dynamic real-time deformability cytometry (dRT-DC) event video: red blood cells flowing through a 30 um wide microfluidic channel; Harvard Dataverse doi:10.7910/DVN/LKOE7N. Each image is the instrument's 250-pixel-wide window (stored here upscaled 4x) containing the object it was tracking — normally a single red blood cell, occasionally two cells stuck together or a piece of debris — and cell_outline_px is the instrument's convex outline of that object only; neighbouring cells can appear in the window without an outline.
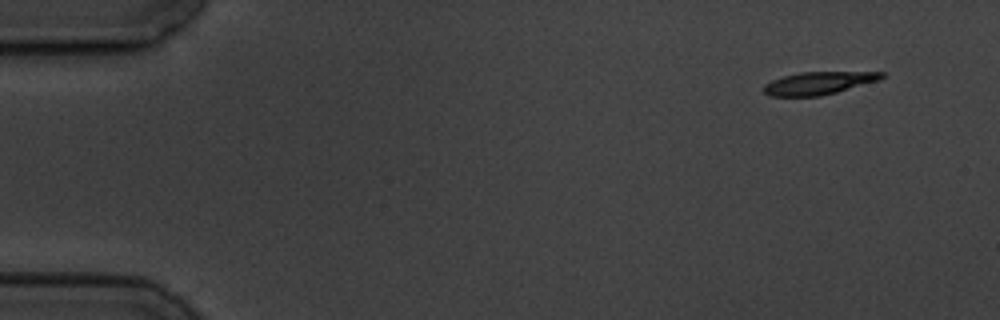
{"species": "common noctule bat (a hibernating species)", "species_latin": "Nyctalus noctula", "temperature_condition": "cold", "stored_images_in_passage": 6, "camera_frame_rate_fps": 3000, "um_per_image_px": 0.085, "animal": {"sex": "male", "body_mass_g": 19.5, "forearm_length_mm": 54.6}, "frame": {"image": 1, "passage_image": 1, "time_ms": 0.0, "image_size_px": [1000, 320], "cell_outline_px": [[884, 76], [880, 80], [836, 92], [820, 96], [768, 96], [764, 92], [764, 84], [772, 80], [784, 76], [800, 72], [884, 72]], "centroid_in_image_um": [69.57, 7.06], "position_along_channel_um": 15.4, "area_um2": 15.49}}
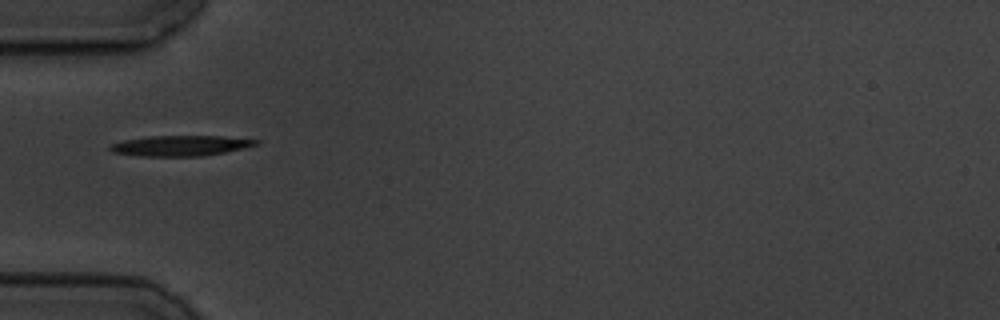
{"frame": {"image": 2, "passage_image": 5, "time_ms": 4.667, "image_size_px": [1000, 320], "cell_outline_px": [[260, 144], [244, 148], [204, 156], [140, 156], [112, 152], [108, 148], [108, 144], [124, 140], [148, 136], [224, 136], [260, 140]], "centroid_in_image_um": [15.34, 12.38], "position_along_channel_um": 69.7, "area_um2": 17.51}}
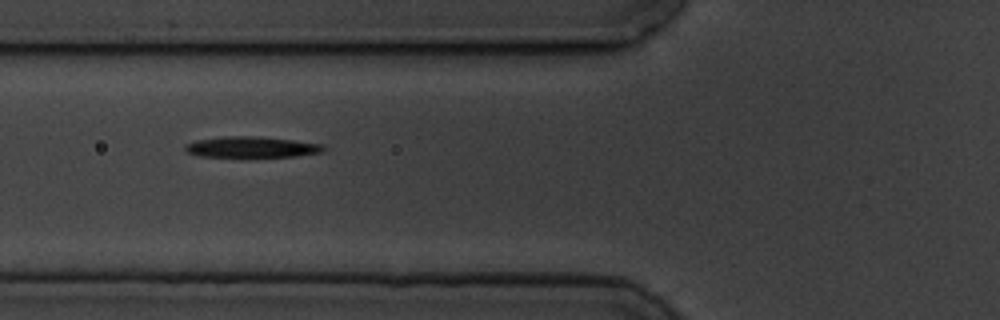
{"frame": {"image": 3, "passage_image": 6, "time_ms": 5.667, "image_size_px": [1000, 320], "cell_outline_px": [[328, 148], [324, 152], [296, 156], [200, 156], [184, 152], [184, 144], [196, 140], [220, 136], [260, 136], [324, 144]], "centroid_in_image_um": [21.39, 12.48], "position_along_channel_um": 104.4, "area_um2": 16.99}}